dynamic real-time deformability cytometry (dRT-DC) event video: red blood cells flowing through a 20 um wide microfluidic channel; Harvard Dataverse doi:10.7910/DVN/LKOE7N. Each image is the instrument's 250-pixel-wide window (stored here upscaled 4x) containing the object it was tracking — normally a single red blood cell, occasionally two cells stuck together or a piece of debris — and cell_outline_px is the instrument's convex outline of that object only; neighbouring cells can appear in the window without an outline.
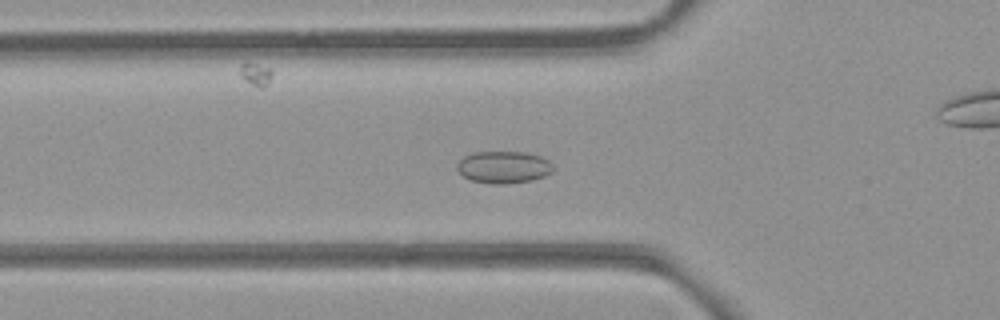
{"species": "common noctule bat (a hibernating species)", "species_latin": "Nyctalus noctula", "temperature_condition": "room temperature", "stored_images_in_passage": 45, "camera_frame_rate_fps": 3000, "um_per_image_px": 0.085, "animal": {"sex": "female", "body_mass_g": 21.9}, "frame": {"image": 1, "passage_image": 19, "time_ms": 6.0, "image_size_px": [1000, 320], "cell_outline_px": [[556, 168], [552, 172], [544, 176], [532, 180], [504, 184], [492, 184], [472, 180], [464, 176], [456, 168], [456, 164], [464, 156], [472, 152], [528, 152], [540, 156], [548, 160]], "centroid_in_image_um": [42.83, 14.2], "position_along_channel_um": 83.0, "area_um2": 18.09}}
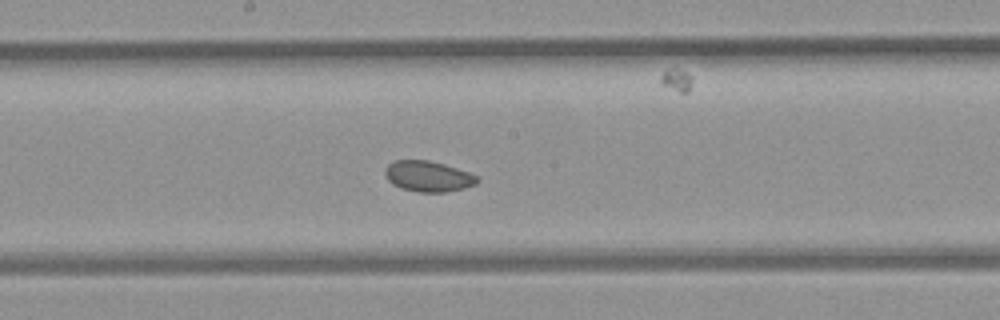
{"frame": {"image": 2, "passage_image": 29, "time_ms": 9.333, "image_size_px": [1000, 320], "cell_outline_px": [[480, 180], [476, 184], [464, 188], [444, 192], [420, 192], [400, 188], [392, 184], [388, 180], [384, 172], [388, 164], [396, 160], [428, 160], [444, 164], [480, 176]], "centroid_in_image_um": [36.41, 14.99], "position_along_channel_um": 211.8, "area_um2": 16.53}}
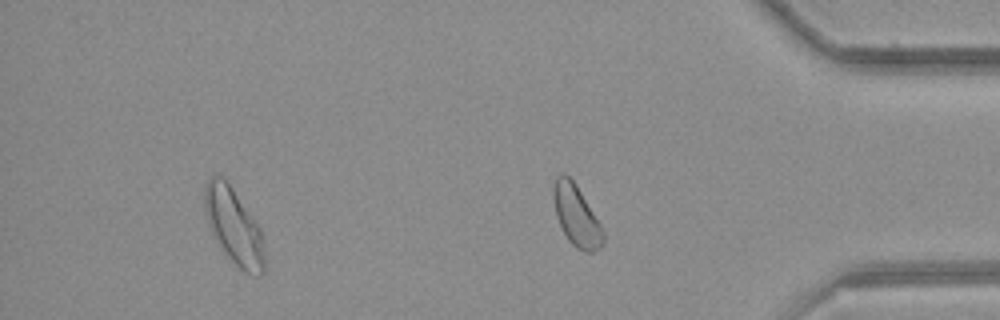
{"frame": {"image": 3, "passage_image": 44, "time_ms": 14.333, "image_size_px": [1000, 320], "cell_outline_px": [[264, 272], [260, 276], [252, 276], [244, 272], [216, 244], [208, 224], [204, 208], [204, 184], [208, 176], [224, 176], [260, 228], [264, 252]], "centroid_in_image_um": [19.84, 19.22], "position_along_channel_um": 415.4, "area_um2": 26.65}}